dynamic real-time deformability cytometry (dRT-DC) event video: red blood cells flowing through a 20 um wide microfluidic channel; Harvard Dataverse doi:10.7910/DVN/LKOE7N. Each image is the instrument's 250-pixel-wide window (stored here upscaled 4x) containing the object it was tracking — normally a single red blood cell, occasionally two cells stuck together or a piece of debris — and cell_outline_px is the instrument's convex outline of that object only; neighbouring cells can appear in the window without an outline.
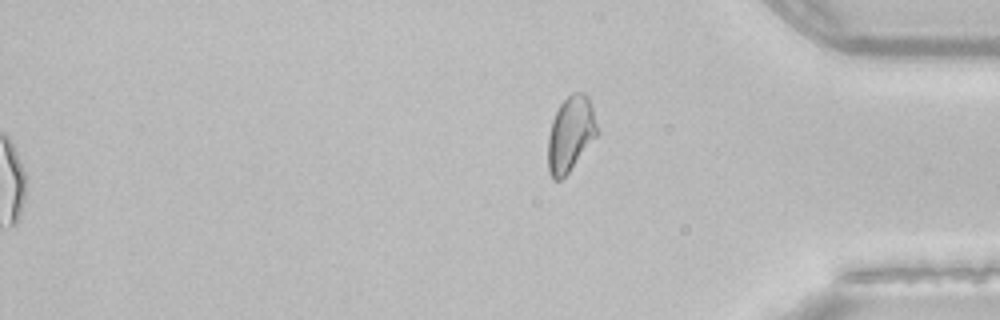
{"species": "common noctule bat (a hibernating species)", "species_latin": "Nyctalus noctula", "temperature_condition": "room temperature", "stored_images_in_passage": 43, "segment_of_instrument_passage": [2, 2], "camera_frame_rate_fps": 3000, "um_per_image_px": 0.085, "animal": {"sex": "female", "body_mass_g": 22.7, "forearm_length_mm": 54.2}, "frame": {"image": 1, "passage_image": 43, "time_ms": 14.0, "image_size_px": [1000, 320], "cell_outline_px": [[600, 132], [568, 172], [560, 180], [552, 180], [548, 172], [548, 136], [552, 120], [560, 104], [572, 92], [584, 92], [588, 96]], "centroid_in_image_um": [48.5, 11.38], "position_along_channel_um": 386.7, "area_um2": 21.56}}